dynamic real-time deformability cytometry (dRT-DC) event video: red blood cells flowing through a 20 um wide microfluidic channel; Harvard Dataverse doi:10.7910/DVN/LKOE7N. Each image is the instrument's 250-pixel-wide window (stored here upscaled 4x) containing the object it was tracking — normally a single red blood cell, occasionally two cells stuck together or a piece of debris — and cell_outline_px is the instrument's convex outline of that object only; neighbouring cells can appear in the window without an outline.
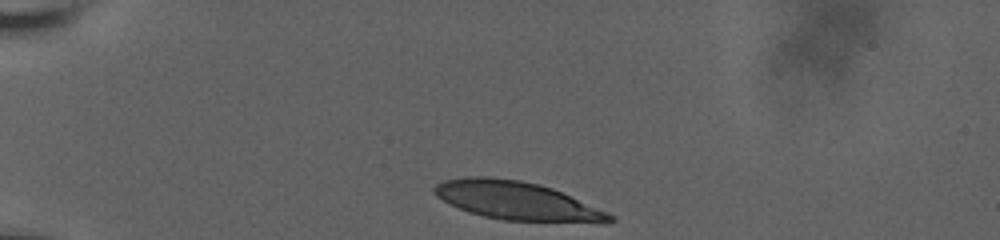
{"species": "human", "species_latin": "Homo sapiens", "temperature_condition": "room temperature", "stored_images_in_passage": 22, "camera_frame_rate_fps": 3000, "um_per_image_px": 0.085, "donor": {"sex": "male"}, "frame": {"image": 1, "passage_image": 1, "time_ms": 0.0, "image_size_px": [1000, 240], "cell_outline_px": [[616, 220], [504, 220], [484, 216], [468, 212], [448, 204], [436, 196], [432, 192], [432, 188], [436, 184], [444, 180], [468, 176], [484, 176], [520, 180], [552, 188], [608, 212], [616, 216]], "centroid_in_image_um": [43.76, 17.01], "position_along_channel_um": 41.2, "area_um2": 38.03}}
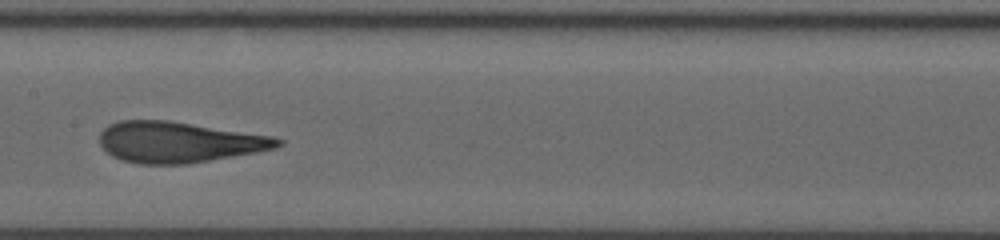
{"frame": {"image": 2, "passage_image": 13, "time_ms": 5.667, "image_size_px": [1000, 240], "cell_outline_px": [[284, 144], [276, 148], [256, 152], [188, 164], [140, 164], [120, 160], [112, 156], [100, 144], [100, 132], [108, 124], [120, 120], [168, 120], [272, 136], [284, 140]], "centroid_in_image_um": [15.19, 12.08], "position_along_channel_um": 192.2, "area_um2": 42.43}}
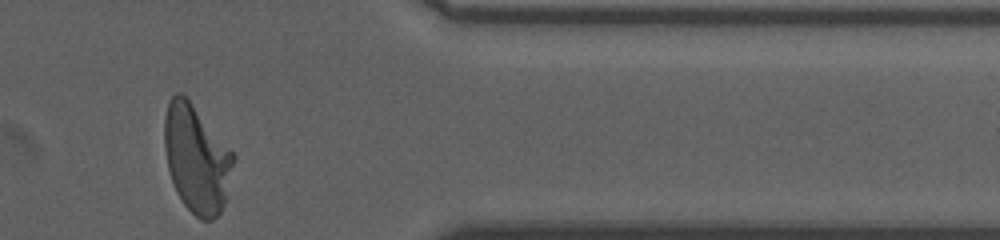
{"frame": {"image": 3, "passage_image": 22, "time_ms": 11.667, "image_size_px": [1000, 240], "cell_outline_px": [[236, 156], [224, 204], [220, 212], [212, 220], [200, 220], [184, 204], [176, 192], [168, 168], [164, 148], [164, 120], [168, 104], [172, 96], [176, 92], [180, 92], [192, 104]], "centroid_in_image_um": [16.7, 13.52], "position_along_channel_um": 394.7, "area_um2": 42.77}, "authors_computed_cell_mechanics": {"area_um2": 42.2229, "velocity_mm_per_s": 3.6433, "shape_relaxation_time_tau1_ms": 6.2426, "shape_relaxation_time_tau2_ms": 0.8798, "deformation_change_tau1": 0.2454, "deformation_change_tau2": 0.0773}}